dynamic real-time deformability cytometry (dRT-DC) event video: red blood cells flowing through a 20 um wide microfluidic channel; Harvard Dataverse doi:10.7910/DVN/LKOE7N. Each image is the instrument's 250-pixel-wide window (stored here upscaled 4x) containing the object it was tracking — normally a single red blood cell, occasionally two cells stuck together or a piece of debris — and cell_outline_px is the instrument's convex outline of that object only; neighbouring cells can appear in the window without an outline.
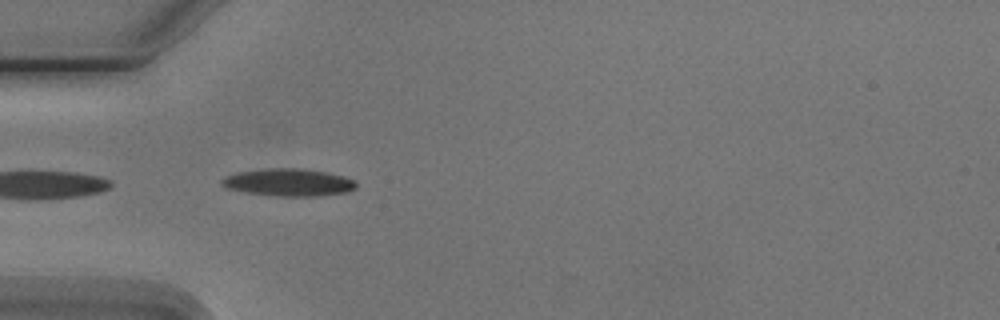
{"species": "Egyptian fruit bat (a non-hibernating species)", "species_latin": "Rousettus aegyptiacus", "temperature_condition": "cold", "stored_images_in_passage": 11, "camera_frame_rate_fps": 3000, "um_per_image_px": 0.085, "animal": {"sex": "male"}, "frame": {"image": 1, "passage_image": 5, "time_ms": 5.667, "image_size_px": [1000, 320], "cell_outline_px": [[356, 188], [344, 192], [324, 196], [276, 196], [248, 192], [228, 188], [220, 184], [220, 180], [224, 176], [236, 172], [268, 168], [300, 168], [324, 172], [340, 176], [352, 180], [356, 184]], "centroid_in_image_um": [24.47, 15.5], "position_along_channel_um": 60.5, "area_um2": 21.27}}
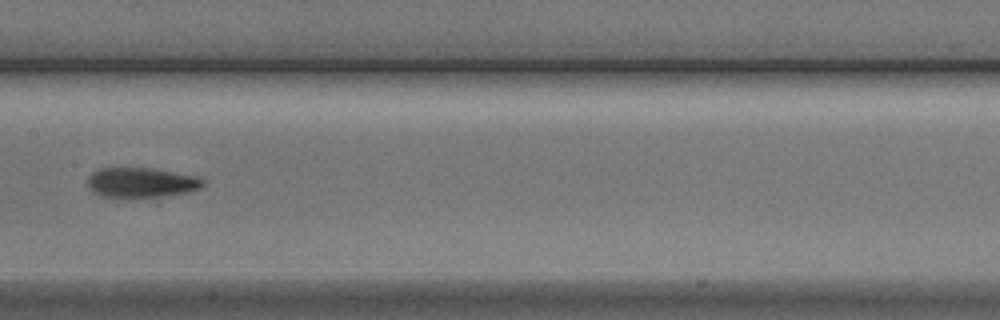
{"frame": {"image": 2, "passage_image": 8, "time_ms": 9.333, "image_size_px": [1000, 320], "cell_outline_px": [[204, 184], [200, 188], [188, 192], [168, 196], [100, 196], [88, 188], [88, 176], [92, 172], [100, 168], [152, 168], [196, 176], [204, 180]], "centroid_in_image_um": [12.01, 15.5], "position_along_channel_um": 195.4, "area_um2": 19.88}}
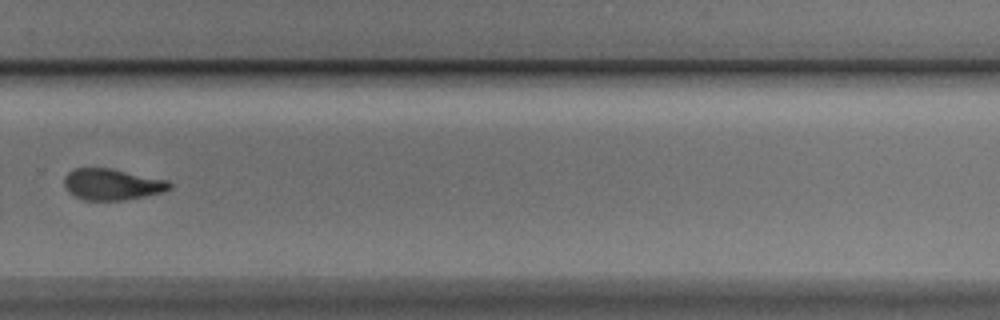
{"frame": {"image": 3, "passage_image": 11, "time_ms": 12.667, "image_size_px": [1000, 320], "cell_outline_px": [[172, 188], [164, 192], [124, 200], [84, 200], [68, 192], [64, 184], [64, 176], [68, 172], [76, 168], [112, 168], [168, 180], [172, 184]], "centroid_in_image_um": [9.54, 15.66], "position_along_channel_um": 320.3, "area_um2": 19.31}}